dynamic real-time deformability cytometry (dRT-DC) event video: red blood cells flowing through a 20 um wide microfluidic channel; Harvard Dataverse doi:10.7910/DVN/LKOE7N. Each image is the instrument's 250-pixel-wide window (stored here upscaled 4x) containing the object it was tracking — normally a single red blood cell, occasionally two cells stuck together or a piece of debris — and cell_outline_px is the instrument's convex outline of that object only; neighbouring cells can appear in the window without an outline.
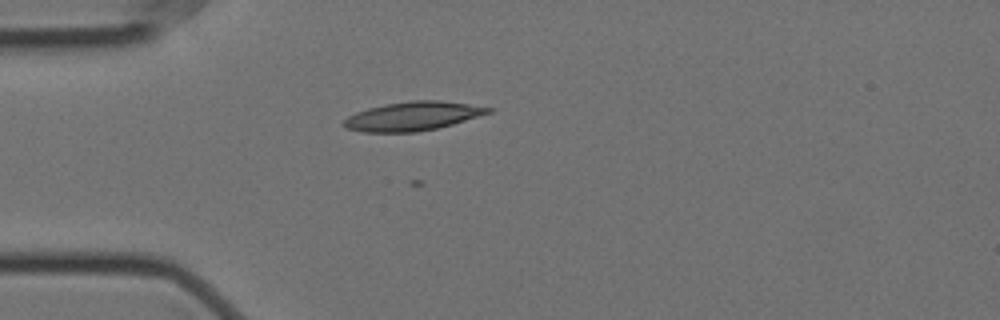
{"species": "Egyptian fruit bat (a non-hibernating species)", "species_latin": "Rousettus aegyptiacus", "temperature_condition": "cold", "stored_images_in_passage": 43, "camera_frame_rate_fps": 3000, "um_per_image_px": 0.085, "animal": {"sex": "female"}, "frame": {"image": 1, "passage_image": 1, "time_ms": 0.0, "image_size_px": [1000, 320], "cell_outline_px": [[496, 108], [492, 112], [452, 124], [436, 128], [416, 132], [360, 132], [344, 128], [344, 120], [348, 116], [356, 112], [368, 108], [384, 104], [412, 100], [440, 100]], "centroid_in_image_um": [35.07, 9.87], "position_along_channel_um": 49.9, "area_um2": 24.33}}
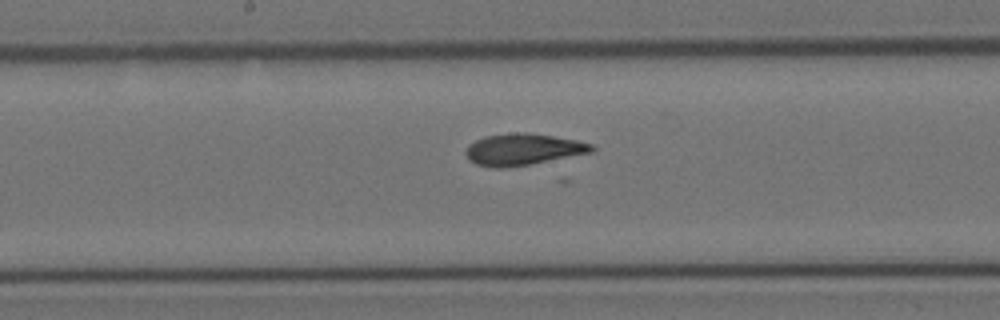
{"frame": {"image": 2, "passage_image": 15, "time_ms": 4.667, "image_size_px": [1000, 320], "cell_outline_px": [[596, 148], [592, 152], [528, 164], [504, 168], [492, 168], [476, 164], [468, 160], [464, 152], [468, 144], [484, 136], [516, 132], [524, 132], [552, 136], [576, 140], [592, 144]], "centroid_in_image_um": [44.39, 12.7], "position_along_channel_um": 203.8, "area_um2": 23.06}}
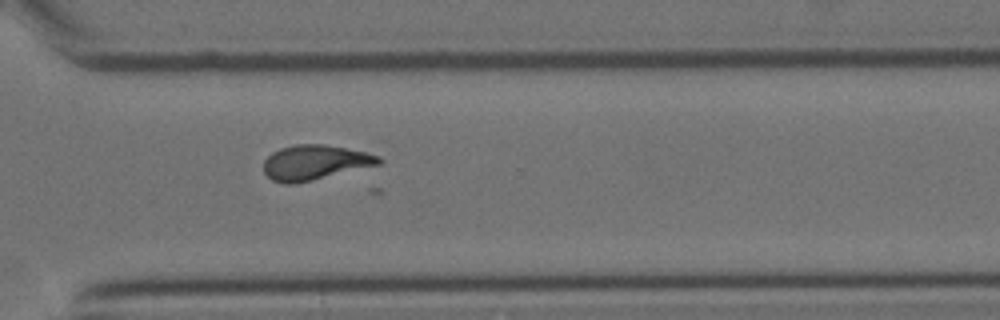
{"frame": {"image": 3, "passage_image": 27, "time_ms": 8.667, "image_size_px": [1000, 320], "cell_outline_px": [[384, 160], [380, 164], [296, 184], [284, 184], [272, 180], [264, 172], [264, 160], [272, 152], [280, 148], [296, 144], [324, 144], [364, 152], [380, 156]], "centroid_in_image_um": [26.75, 13.81], "position_along_channel_um": 343.9, "area_um2": 23.35}}